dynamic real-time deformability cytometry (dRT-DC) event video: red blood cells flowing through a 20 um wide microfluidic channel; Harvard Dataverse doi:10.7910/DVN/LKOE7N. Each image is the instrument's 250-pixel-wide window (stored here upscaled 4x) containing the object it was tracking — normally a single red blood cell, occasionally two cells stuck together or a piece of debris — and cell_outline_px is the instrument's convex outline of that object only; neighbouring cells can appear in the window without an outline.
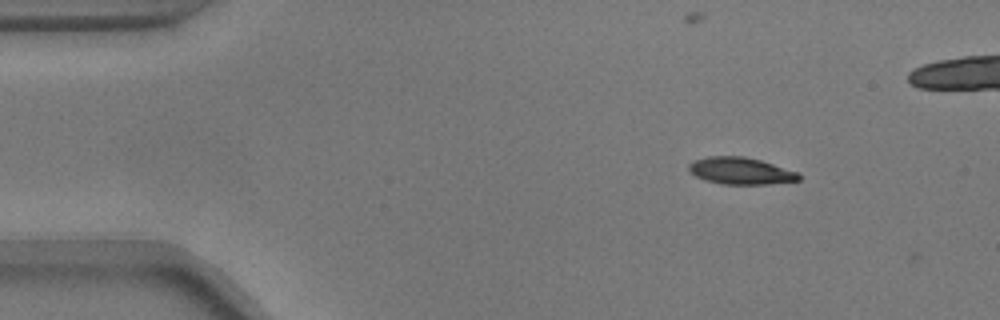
{"species": "common noctule bat (a hibernating species)", "species_latin": "Nyctalus noctula", "temperature_condition": "warm", "stored_images_in_passage": 50, "camera_frame_rate_fps": 3000, "um_per_image_px": 0.085, "animal": {"sex": "male", "body_mass_g": 17.9}, "frame": {"image": 1, "passage_image": 2, "time_ms": 0.333, "image_size_px": [1000, 320], "cell_outline_px": [[800, 180], [768, 184], [720, 184], [704, 180], [696, 176], [688, 168], [688, 164], [696, 160], [708, 156], [744, 156], [760, 160], [800, 172]], "centroid_in_image_um": [62.98, 14.52], "position_along_channel_um": 22.0, "area_um2": 17.28}}
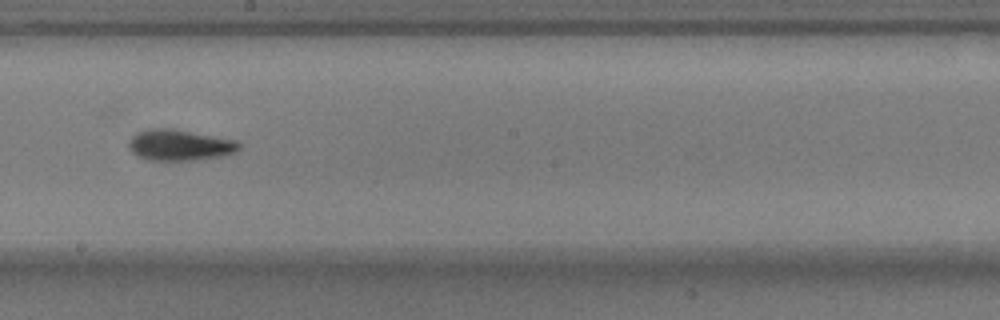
{"frame": {"image": 2, "passage_image": 25, "time_ms": 8.0, "image_size_px": [1000, 320], "cell_outline_px": [[240, 148], [236, 152], [220, 156], [192, 160], [144, 160], [132, 152], [128, 148], [128, 140], [136, 132], [148, 128], [172, 128], [236, 140], [240, 144]], "centroid_in_image_um": [15.22, 12.32], "position_along_channel_um": 233.0, "area_um2": 20.06}}
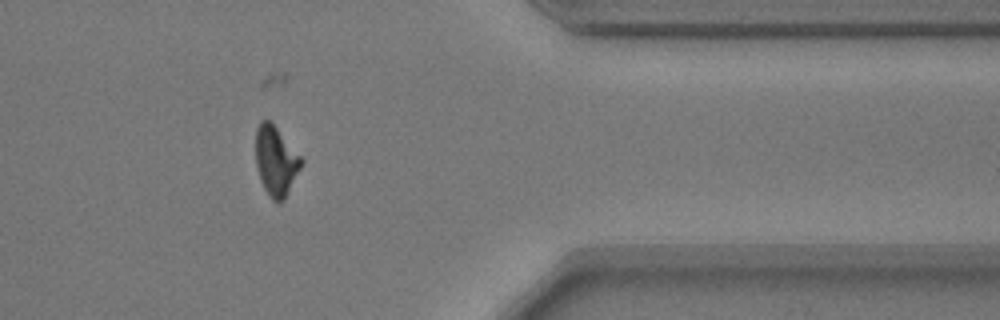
{"frame": {"image": 3, "passage_image": 39, "time_ms": 12.667, "image_size_px": [1000, 320], "cell_outline_px": [[304, 160], [284, 200], [280, 204], [272, 200], [264, 188], [260, 180], [256, 168], [256, 128], [260, 120], [272, 120]], "centroid_in_image_um": [23.44, 13.65], "position_along_channel_um": 388.0, "area_um2": 18.73}, "authors_computed_cell_mechanics": {"area_um2": 18.4093, "velocity_mm_per_s": 3.7282, "shape_relaxation_time_tau1_ms": 3.583, "shape_relaxation_time_tau2_ms": 3.0642, "deformation_change_tau1": 0.1525, "deformation_change_tau2": 0.0988}}